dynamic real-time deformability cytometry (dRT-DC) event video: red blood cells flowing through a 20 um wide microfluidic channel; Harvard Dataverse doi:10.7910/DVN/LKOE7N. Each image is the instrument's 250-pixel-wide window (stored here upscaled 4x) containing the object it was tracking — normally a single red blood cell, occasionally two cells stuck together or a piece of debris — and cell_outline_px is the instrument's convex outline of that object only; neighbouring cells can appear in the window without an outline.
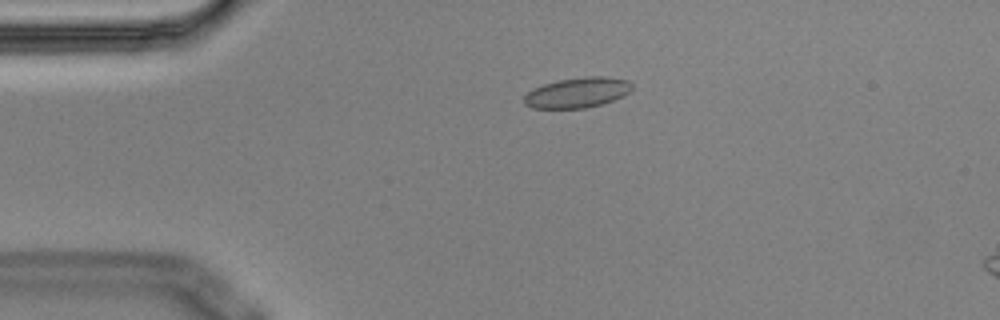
{"species": "Egyptian fruit bat (a non-hibernating species)", "species_latin": "Rousettus aegyptiacus", "temperature_condition": "cold", "stored_images_in_passage": 5, "camera_frame_rate_fps": 3000, "um_per_image_px": 0.085, "animal": {"sex": "male"}, "frame": {"image": 1, "passage_image": 3, "time_ms": 0.667, "image_size_px": [1000, 320], "cell_outline_px": [[632, 88], [624, 96], [600, 104], [584, 108], [532, 108], [524, 104], [524, 96], [528, 92], [544, 84], [560, 80], [584, 76], [608, 76], [628, 80], [632, 84]], "centroid_in_image_um": [49.1, 7.86], "position_along_channel_um": 35.9, "area_um2": 18.9}}